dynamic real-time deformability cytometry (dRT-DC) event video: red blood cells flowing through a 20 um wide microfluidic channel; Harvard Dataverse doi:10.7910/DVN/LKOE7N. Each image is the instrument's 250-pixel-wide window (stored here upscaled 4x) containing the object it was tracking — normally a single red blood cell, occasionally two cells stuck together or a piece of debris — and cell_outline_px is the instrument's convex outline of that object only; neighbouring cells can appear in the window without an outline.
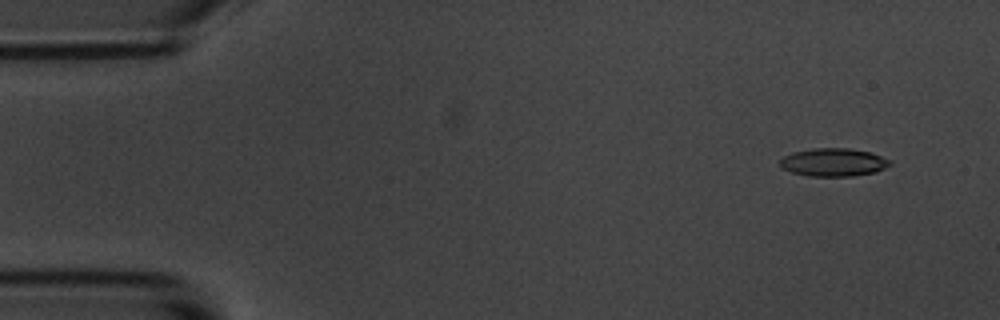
{"species": "common noctule bat (a hibernating species)", "species_latin": "Nyctalus noctula", "temperature_condition": "room temperature", "stored_images_in_passage": 6, "camera_frame_rate_fps": 3000, "um_per_image_px": 0.085, "animal": {"sex": "male", "body_mass_g": 20.1, "forearm_length_mm": 53.5}, "frame": {"image": 1, "passage_image": 2, "time_ms": 1.0, "image_size_px": [1000, 320], "cell_outline_px": [[892, 164], [876, 172], [852, 176], [808, 176], [792, 172], [780, 168], [780, 160], [784, 156], [792, 152], [812, 148], [848, 148], [872, 152], [888, 160]], "centroid_in_image_um": [70.82, 13.79], "position_along_channel_um": 14.2, "area_um2": 18.03}}